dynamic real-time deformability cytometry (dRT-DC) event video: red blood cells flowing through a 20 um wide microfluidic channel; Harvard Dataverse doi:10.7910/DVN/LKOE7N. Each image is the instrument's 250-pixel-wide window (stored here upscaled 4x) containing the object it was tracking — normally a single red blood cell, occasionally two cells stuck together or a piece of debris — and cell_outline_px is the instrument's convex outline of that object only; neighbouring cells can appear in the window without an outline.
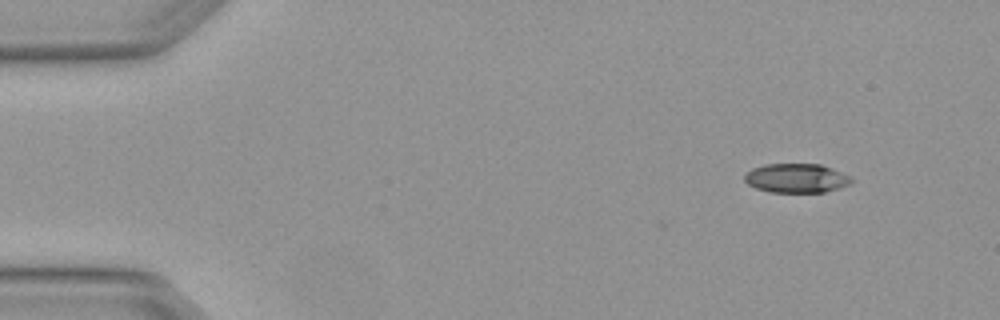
{"species": "Egyptian fruit bat (a non-hibernating species)", "species_latin": "Rousettus aegyptiacus", "temperature_condition": "warm", "stored_images_in_passage": 4, "camera_frame_rate_fps": 3000, "um_per_image_px": 0.085, "animal": {"sex": "female"}, "frame": {"image": 1, "passage_image": 1, "time_ms": 0.0, "image_size_px": [1000, 320], "cell_outline_px": [[856, 180], [840, 188], [824, 192], [768, 192], [756, 188], [748, 184], [744, 180], [744, 176], [752, 168], [764, 164], [820, 164], [832, 168], [852, 176]], "centroid_in_image_um": [67.72, 15.14], "position_along_channel_um": 17.3, "area_um2": 18.32}}
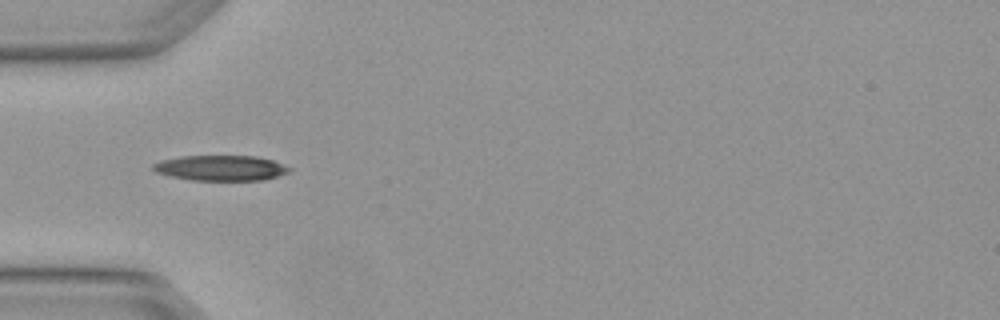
{"frame": {"image": 2, "passage_image": 4, "time_ms": 1.0, "image_size_px": [1000, 320], "cell_outline_px": [[292, 168], [288, 172], [276, 176], [260, 180], [192, 180], [172, 176], [156, 172], [152, 168], [152, 164], [160, 160], [180, 156], [256, 156], [272, 160]], "centroid_in_image_um": [18.73, 14.27], "position_along_channel_um": 66.3, "area_um2": 19.94}}